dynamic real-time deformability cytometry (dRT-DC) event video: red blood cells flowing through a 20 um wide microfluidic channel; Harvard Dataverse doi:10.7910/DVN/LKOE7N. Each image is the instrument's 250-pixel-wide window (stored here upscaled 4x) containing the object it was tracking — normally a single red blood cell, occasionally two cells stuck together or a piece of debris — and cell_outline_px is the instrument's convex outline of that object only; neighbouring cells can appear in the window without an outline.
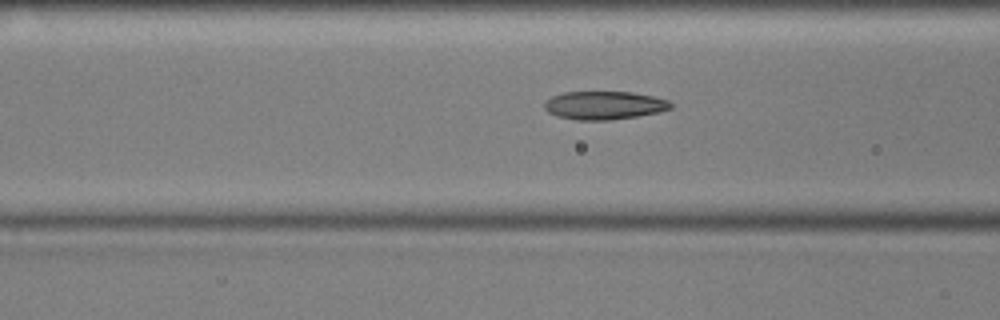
{"species": "common noctule bat (a hibernating species)", "species_latin": "Nyctalus noctula", "temperature_condition": "cold", "stored_images_in_passage": 55, "camera_frame_rate_fps": 3000, "um_per_image_px": 0.085, "animal": {"sex": "male", "body_mass_g": 17.9, "forearm_length_mm": 54.2}, "frame": {"image": 1, "passage_image": 21, "time_ms": 6.667, "image_size_px": [1000, 320], "cell_outline_px": [[672, 108], [660, 112], [612, 120], [576, 120], [556, 116], [548, 112], [544, 108], [544, 100], [552, 96], [564, 92], [632, 92], [652, 96], [668, 100], [672, 104]], "centroid_in_image_um": [51.33, 8.95], "position_along_channel_um": 115.3, "area_um2": 20.92}}
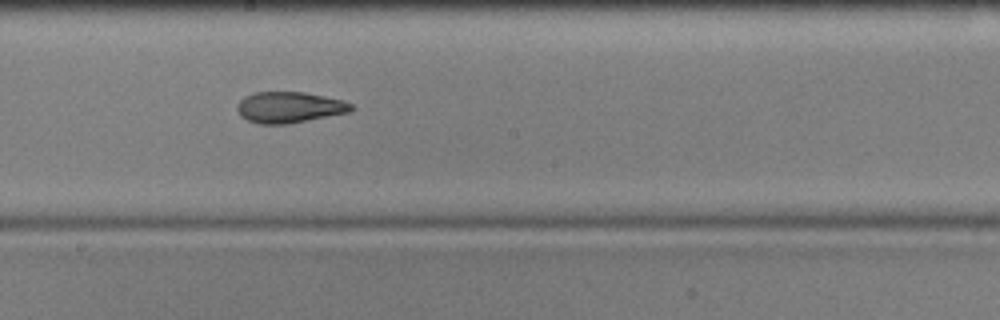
{"frame": {"image": 2, "passage_image": 30, "time_ms": 9.667, "image_size_px": [1000, 320], "cell_outline_px": [[352, 108], [348, 112], [288, 124], [256, 124], [240, 116], [236, 108], [240, 100], [244, 96], [256, 92], [304, 92], [344, 100], [352, 104]], "centroid_in_image_um": [24.55, 9.12], "position_along_channel_um": 223.6, "area_um2": 20.58}}
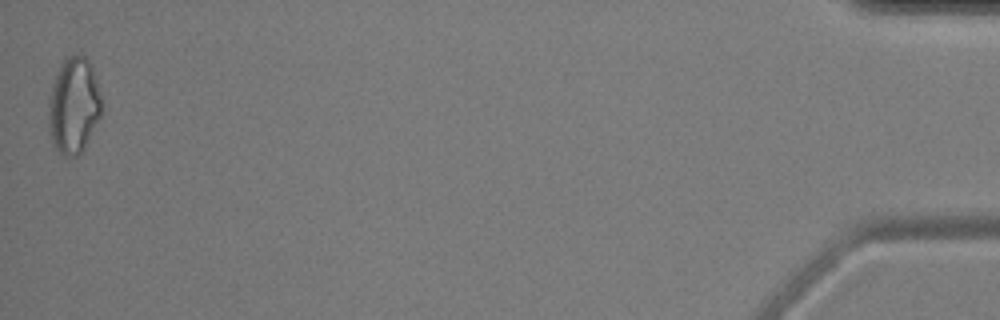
{"frame": {"image": 3, "passage_image": 55, "time_ms": 18.0, "image_size_px": [1000, 320], "cell_outline_px": [[104, 104], [100, 116], [80, 156], [64, 156], [52, 144], [48, 124], [48, 104], [52, 84], [56, 72], [60, 64], [68, 56], [76, 52], [84, 56], [88, 60], [92, 68]], "centroid_in_image_um": [6.26, 8.96], "position_along_channel_um": 428.9, "area_um2": 30.11}, "authors_computed_cell_mechanics": {"area_um2": 20.9236, "velocity_mm_per_s": 3.6042, "shape_relaxation_time_tau1_ms": null, "shape_relaxation_time_tau2_ms": 3.2112, "deformation_change_tau1": null, "deformation_change_tau2": 0.1014}}